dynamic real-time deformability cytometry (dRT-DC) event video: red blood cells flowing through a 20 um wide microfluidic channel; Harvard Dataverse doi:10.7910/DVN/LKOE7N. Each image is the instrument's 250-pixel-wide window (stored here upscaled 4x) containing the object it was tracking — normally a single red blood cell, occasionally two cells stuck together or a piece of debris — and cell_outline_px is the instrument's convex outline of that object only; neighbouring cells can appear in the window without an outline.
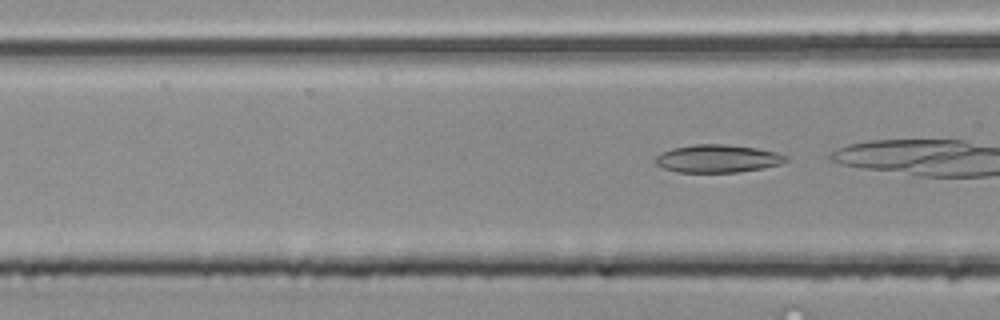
{"species": "common noctule bat (a hibernating species)", "species_latin": "Nyctalus noctula", "temperature_condition": "room temperature", "stored_images_in_passage": 3, "camera_frame_rate_fps": 3000, "um_per_image_px": 0.085, "animal": {"sex": "male", "body_mass_g": 20.4}, "frame": {"image": 1, "passage_image": 3, "time_ms": 0.667, "image_size_px": [1000, 320], "cell_outline_px": [[788, 160], [780, 164], [764, 168], [736, 172], [676, 172], [664, 168], [656, 164], [652, 160], [656, 156], [672, 148], [692, 144], [724, 144], [756, 148], [776, 152], [788, 156]], "centroid_in_image_um": [60.98, 13.48], "position_along_channel_um": 105.6, "area_um2": 21.21}}